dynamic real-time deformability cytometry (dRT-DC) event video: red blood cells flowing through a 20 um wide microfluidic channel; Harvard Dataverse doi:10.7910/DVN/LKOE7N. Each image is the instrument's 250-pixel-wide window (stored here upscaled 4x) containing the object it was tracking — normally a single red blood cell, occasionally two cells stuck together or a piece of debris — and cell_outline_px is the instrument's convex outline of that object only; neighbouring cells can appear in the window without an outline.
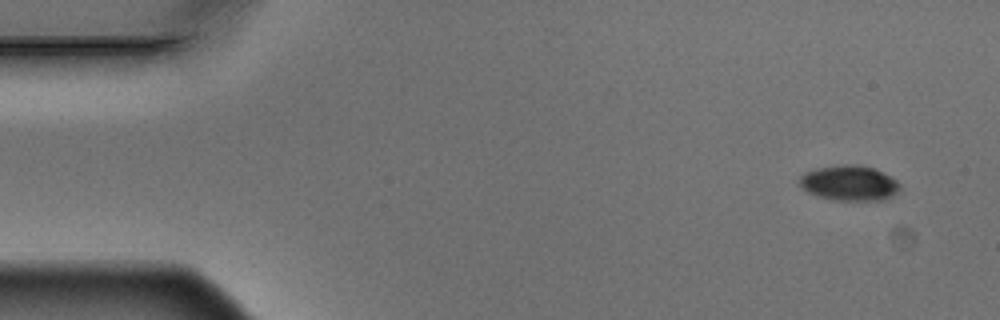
{"species": "Egyptian fruit bat (a non-hibernating species)", "species_latin": "Rousettus aegyptiacus", "temperature_condition": "warm", "stored_images_in_passage": 4, "camera_frame_rate_fps": 3000, "um_per_image_px": 0.085, "animal": {"sex": "male"}, "frame": {"image": 1, "passage_image": 1, "time_ms": 0.0, "image_size_px": [1000, 320], "cell_outline_px": [[900, 188], [896, 192], [884, 200], [832, 200], [808, 192], [800, 188], [800, 176], [804, 172], [816, 168], [844, 164], [852, 164], [876, 168], [896, 180], [900, 184]], "centroid_in_image_um": [72.17, 15.55], "position_along_channel_um": 12.8, "area_um2": 20.58}}